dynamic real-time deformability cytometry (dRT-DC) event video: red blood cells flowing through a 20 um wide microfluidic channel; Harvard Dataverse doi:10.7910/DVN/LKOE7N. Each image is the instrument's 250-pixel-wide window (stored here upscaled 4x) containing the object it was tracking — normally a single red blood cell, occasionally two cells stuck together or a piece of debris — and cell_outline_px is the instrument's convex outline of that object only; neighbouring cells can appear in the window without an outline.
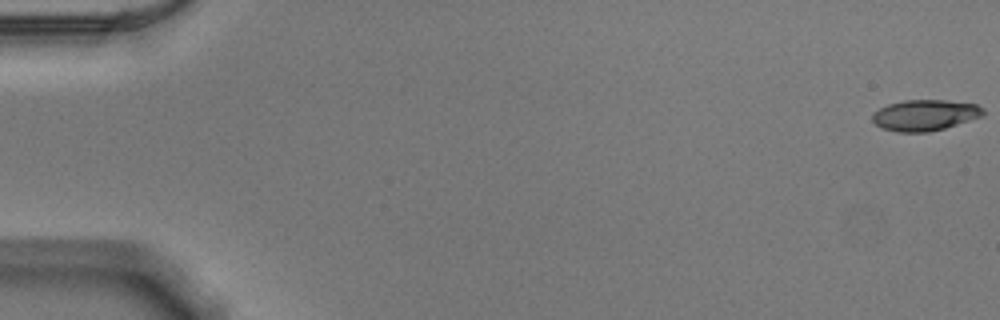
{"species": "Egyptian fruit bat (a non-hibernating species)", "species_latin": "Rousettus aegyptiacus", "temperature_condition": "warm", "stored_images_in_passage": 11, "camera_frame_rate_fps": 3000, "um_per_image_px": 0.085, "animal": {"sex": "male"}, "frame": {"image": 1, "passage_image": 1, "time_ms": 0.0, "image_size_px": [1000, 320], "cell_outline_px": [[984, 116], [944, 128], [928, 132], [896, 132], [884, 128], [876, 124], [872, 120], [872, 112], [888, 104], [904, 100], [944, 100], [976, 104], [984, 108]], "centroid_in_image_um": [78.62, 9.78], "position_along_channel_um": 6.4, "area_um2": 20.0}}